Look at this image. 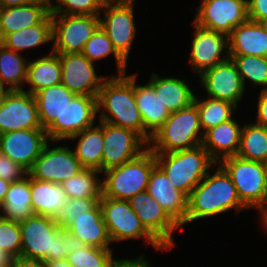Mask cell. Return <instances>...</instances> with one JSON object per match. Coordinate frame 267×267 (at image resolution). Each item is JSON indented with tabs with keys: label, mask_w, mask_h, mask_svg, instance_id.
<instances>
[{
	"label": "cell",
	"mask_w": 267,
	"mask_h": 267,
	"mask_svg": "<svg viewBox=\"0 0 267 267\" xmlns=\"http://www.w3.org/2000/svg\"><path fill=\"white\" fill-rule=\"evenodd\" d=\"M52 41V15L49 13L39 24L7 34L0 43L18 53Z\"/></svg>",
	"instance_id": "d6a6232c"
},
{
	"label": "cell",
	"mask_w": 267,
	"mask_h": 267,
	"mask_svg": "<svg viewBox=\"0 0 267 267\" xmlns=\"http://www.w3.org/2000/svg\"><path fill=\"white\" fill-rule=\"evenodd\" d=\"M10 182L0 178V205L3 203L5 195L10 187Z\"/></svg>",
	"instance_id": "f5cc1de1"
},
{
	"label": "cell",
	"mask_w": 267,
	"mask_h": 267,
	"mask_svg": "<svg viewBox=\"0 0 267 267\" xmlns=\"http://www.w3.org/2000/svg\"><path fill=\"white\" fill-rule=\"evenodd\" d=\"M128 202L141 224L162 246L174 247L172 234L180 226L146 190L131 197Z\"/></svg>",
	"instance_id": "9a60e30c"
},
{
	"label": "cell",
	"mask_w": 267,
	"mask_h": 267,
	"mask_svg": "<svg viewBox=\"0 0 267 267\" xmlns=\"http://www.w3.org/2000/svg\"><path fill=\"white\" fill-rule=\"evenodd\" d=\"M49 143L45 129L15 130L0 134V152L29 171Z\"/></svg>",
	"instance_id": "ac0fdd59"
},
{
	"label": "cell",
	"mask_w": 267,
	"mask_h": 267,
	"mask_svg": "<svg viewBox=\"0 0 267 267\" xmlns=\"http://www.w3.org/2000/svg\"><path fill=\"white\" fill-rule=\"evenodd\" d=\"M156 164L165 172L174 188L190 195L217 163L202 145L169 153H154Z\"/></svg>",
	"instance_id": "277c9868"
},
{
	"label": "cell",
	"mask_w": 267,
	"mask_h": 267,
	"mask_svg": "<svg viewBox=\"0 0 267 267\" xmlns=\"http://www.w3.org/2000/svg\"><path fill=\"white\" fill-rule=\"evenodd\" d=\"M199 77L209 98L228 101L238 107L245 87L231 58L207 69Z\"/></svg>",
	"instance_id": "ffe728a7"
},
{
	"label": "cell",
	"mask_w": 267,
	"mask_h": 267,
	"mask_svg": "<svg viewBox=\"0 0 267 267\" xmlns=\"http://www.w3.org/2000/svg\"><path fill=\"white\" fill-rule=\"evenodd\" d=\"M1 217L21 222L34 214L31 207V177L12 182L0 205Z\"/></svg>",
	"instance_id": "1f68e13d"
},
{
	"label": "cell",
	"mask_w": 267,
	"mask_h": 267,
	"mask_svg": "<svg viewBox=\"0 0 267 267\" xmlns=\"http://www.w3.org/2000/svg\"><path fill=\"white\" fill-rule=\"evenodd\" d=\"M45 267H72L67 259L45 262Z\"/></svg>",
	"instance_id": "db71d44e"
},
{
	"label": "cell",
	"mask_w": 267,
	"mask_h": 267,
	"mask_svg": "<svg viewBox=\"0 0 267 267\" xmlns=\"http://www.w3.org/2000/svg\"><path fill=\"white\" fill-rule=\"evenodd\" d=\"M5 88V85L0 80V103L5 99V96L11 91L10 89Z\"/></svg>",
	"instance_id": "11a10c76"
},
{
	"label": "cell",
	"mask_w": 267,
	"mask_h": 267,
	"mask_svg": "<svg viewBox=\"0 0 267 267\" xmlns=\"http://www.w3.org/2000/svg\"><path fill=\"white\" fill-rule=\"evenodd\" d=\"M248 0H202L193 20L208 30L229 35L248 20Z\"/></svg>",
	"instance_id": "7c38bea8"
},
{
	"label": "cell",
	"mask_w": 267,
	"mask_h": 267,
	"mask_svg": "<svg viewBox=\"0 0 267 267\" xmlns=\"http://www.w3.org/2000/svg\"><path fill=\"white\" fill-rule=\"evenodd\" d=\"M210 174L208 172L188 196L186 222L183 225L217 216L231 209L237 212L247 209L241 203L231 177L220 164Z\"/></svg>",
	"instance_id": "3957f363"
},
{
	"label": "cell",
	"mask_w": 267,
	"mask_h": 267,
	"mask_svg": "<svg viewBox=\"0 0 267 267\" xmlns=\"http://www.w3.org/2000/svg\"><path fill=\"white\" fill-rule=\"evenodd\" d=\"M146 191L181 228L186 222L188 196L174 188L157 164L150 173Z\"/></svg>",
	"instance_id": "44dd1931"
},
{
	"label": "cell",
	"mask_w": 267,
	"mask_h": 267,
	"mask_svg": "<svg viewBox=\"0 0 267 267\" xmlns=\"http://www.w3.org/2000/svg\"><path fill=\"white\" fill-rule=\"evenodd\" d=\"M43 129L33 94L12 90L0 103V134L15 130Z\"/></svg>",
	"instance_id": "2e32d148"
},
{
	"label": "cell",
	"mask_w": 267,
	"mask_h": 267,
	"mask_svg": "<svg viewBox=\"0 0 267 267\" xmlns=\"http://www.w3.org/2000/svg\"><path fill=\"white\" fill-rule=\"evenodd\" d=\"M28 175V171L8 156L0 153V178L10 183L20 181Z\"/></svg>",
	"instance_id": "ee69618b"
},
{
	"label": "cell",
	"mask_w": 267,
	"mask_h": 267,
	"mask_svg": "<svg viewBox=\"0 0 267 267\" xmlns=\"http://www.w3.org/2000/svg\"><path fill=\"white\" fill-rule=\"evenodd\" d=\"M100 16L52 15V51L82 53L85 43L100 26Z\"/></svg>",
	"instance_id": "30bf717a"
},
{
	"label": "cell",
	"mask_w": 267,
	"mask_h": 267,
	"mask_svg": "<svg viewBox=\"0 0 267 267\" xmlns=\"http://www.w3.org/2000/svg\"><path fill=\"white\" fill-rule=\"evenodd\" d=\"M27 64L21 53L0 43V80L8 89L24 90L21 84L27 81Z\"/></svg>",
	"instance_id": "836d02e7"
},
{
	"label": "cell",
	"mask_w": 267,
	"mask_h": 267,
	"mask_svg": "<svg viewBox=\"0 0 267 267\" xmlns=\"http://www.w3.org/2000/svg\"><path fill=\"white\" fill-rule=\"evenodd\" d=\"M148 83L154 88L155 94L159 96L170 113L177 112L194 103L195 94L183 79L160 77L153 73Z\"/></svg>",
	"instance_id": "484cf974"
},
{
	"label": "cell",
	"mask_w": 267,
	"mask_h": 267,
	"mask_svg": "<svg viewBox=\"0 0 267 267\" xmlns=\"http://www.w3.org/2000/svg\"><path fill=\"white\" fill-rule=\"evenodd\" d=\"M30 88L23 90L34 94L39 90L61 83V62L59 55L52 51L27 64V81Z\"/></svg>",
	"instance_id": "f546056e"
},
{
	"label": "cell",
	"mask_w": 267,
	"mask_h": 267,
	"mask_svg": "<svg viewBox=\"0 0 267 267\" xmlns=\"http://www.w3.org/2000/svg\"><path fill=\"white\" fill-rule=\"evenodd\" d=\"M78 137L80 139L73 151L81 166L102 173L103 122L99 121L97 126L88 127L69 139L74 140Z\"/></svg>",
	"instance_id": "83f0119b"
},
{
	"label": "cell",
	"mask_w": 267,
	"mask_h": 267,
	"mask_svg": "<svg viewBox=\"0 0 267 267\" xmlns=\"http://www.w3.org/2000/svg\"><path fill=\"white\" fill-rule=\"evenodd\" d=\"M134 0H105L100 26L111 40L114 49L127 62L136 35Z\"/></svg>",
	"instance_id": "9c48e42d"
},
{
	"label": "cell",
	"mask_w": 267,
	"mask_h": 267,
	"mask_svg": "<svg viewBox=\"0 0 267 267\" xmlns=\"http://www.w3.org/2000/svg\"><path fill=\"white\" fill-rule=\"evenodd\" d=\"M82 54L92 63L113 54L118 75L126 73L127 62L114 49L111 40L101 26L97 28L94 34L85 43Z\"/></svg>",
	"instance_id": "74e56055"
},
{
	"label": "cell",
	"mask_w": 267,
	"mask_h": 267,
	"mask_svg": "<svg viewBox=\"0 0 267 267\" xmlns=\"http://www.w3.org/2000/svg\"><path fill=\"white\" fill-rule=\"evenodd\" d=\"M84 169L74 151L66 146L51 148L47 143L28 175L40 181L62 183Z\"/></svg>",
	"instance_id": "5bb4252c"
},
{
	"label": "cell",
	"mask_w": 267,
	"mask_h": 267,
	"mask_svg": "<svg viewBox=\"0 0 267 267\" xmlns=\"http://www.w3.org/2000/svg\"><path fill=\"white\" fill-rule=\"evenodd\" d=\"M95 169H82L77 175L60 183L68 198H90L102 196V179Z\"/></svg>",
	"instance_id": "d590c367"
},
{
	"label": "cell",
	"mask_w": 267,
	"mask_h": 267,
	"mask_svg": "<svg viewBox=\"0 0 267 267\" xmlns=\"http://www.w3.org/2000/svg\"><path fill=\"white\" fill-rule=\"evenodd\" d=\"M237 156L267 163V128L257 123L242 126Z\"/></svg>",
	"instance_id": "e575fe53"
},
{
	"label": "cell",
	"mask_w": 267,
	"mask_h": 267,
	"mask_svg": "<svg viewBox=\"0 0 267 267\" xmlns=\"http://www.w3.org/2000/svg\"><path fill=\"white\" fill-rule=\"evenodd\" d=\"M33 95L37 103L40 124L43 129H46L56 118H60L76 94L60 83L39 90Z\"/></svg>",
	"instance_id": "f1b7e54d"
},
{
	"label": "cell",
	"mask_w": 267,
	"mask_h": 267,
	"mask_svg": "<svg viewBox=\"0 0 267 267\" xmlns=\"http://www.w3.org/2000/svg\"><path fill=\"white\" fill-rule=\"evenodd\" d=\"M219 164L231 177L241 203L247 209H256L266 195L265 163L245 160L235 155L223 158Z\"/></svg>",
	"instance_id": "ba28073f"
},
{
	"label": "cell",
	"mask_w": 267,
	"mask_h": 267,
	"mask_svg": "<svg viewBox=\"0 0 267 267\" xmlns=\"http://www.w3.org/2000/svg\"><path fill=\"white\" fill-rule=\"evenodd\" d=\"M134 74V94L138 110L140 111L143 127L152 136L167 120L171 114L167 107L155 94L154 88L149 84H136Z\"/></svg>",
	"instance_id": "d4e9b609"
},
{
	"label": "cell",
	"mask_w": 267,
	"mask_h": 267,
	"mask_svg": "<svg viewBox=\"0 0 267 267\" xmlns=\"http://www.w3.org/2000/svg\"><path fill=\"white\" fill-rule=\"evenodd\" d=\"M260 23L262 24V26L264 27L265 31L267 32V19H264Z\"/></svg>",
	"instance_id": "6f0895ef"
},
{
	"label": "cell",
	"mask_w": 267,
	"mask_h": 267,
	"mask_svg": "<svg viewBox=\"0 0 267 267\" xmlns=\"http://www.w3.org/2000/svg\"><path fill=\"white\" fill-rule=\"evenodd\" d=\"M229 55L267 57V32L260 22L247 20L228 35Z\"/></svg>",
	"instance_id": "603a6c76"
},
{
	"label": "cell",
	"mask_w": 267,
	"mask_h": 267,
	"mask_svg": "<svg viewBox=\"0 0 267 267\" xmlns=\"http://www.w3.org/2000/svg\"><path fill=\"white\" fill-rule=\"evenodd\" d=\"M144 256L143 253L136 259H113L111 267H152Z\"/></svg>",
	"instance_id": "7dc6e473"
},
{
	"label": "cell",
	"mask_w": 267,
	"mask_h": 267,
	"mask_svg": "<svg viewBox=\"0 0 267 267\" xmlns=\"http://www.w3.org/2000/svg\"><path fill=\"white\" fill-rule=\"evenodd\" d=\"M192 24L195 31L191 41L190 62L193 71L200 76L207 69L230 58L228 36L200 27L194 22ZM223 53L225 56L221 57Z\"/></svg>",
	"instance_id": "d6986e66"
},
{
	"label": "cell",
	"mask_w": 267,
	"mask_h": 267,
	"mask_svg": "<svg viewBox=\"0 0 267 267\" xmlns=\"http://www.w3.org/2000/svg\"><path fill=\"white\" fill-rule=\"evenodd\" d=\"M203 130L197 105L173 112L165 123L152 135L148 147L154 153H169L201 145Z\"/></svg>",
	"instance_id": "5b68a950"
},
{
	"label": "cell",
	"mask_w": 267,
	"mask_h": 267,
	"mask_svg": "<svg viewBox=\"0 0 267 267\" xmlns=\"http://www.w3.org/2000/svg\"><path fill=\"white\" fill-rule=\"evenodd\" d=\"M102 172L135 159L148 143L135 131L103 122Z\"/></svg>",
	"instance_id": "4fadbf2b"
},
{
	"label": "cell",
	"mask_w": 267,
	"mask_h": 267,
	"mask_svg": "<svg viewBox=\"0 0 267 267\" xmlns=\"http://www.w3.org/2000/svg\"><path fill=\"white\" fill-rule=\"evenodd\" d=\"M240 126L232 118L204 132L201 145L217 164L223 158L237 155L242 130Z\"/></svg>",
	"instance_id": "7402d4cb"
},
{
	"label": "cell",
	"mask_w": 267,
	"mask_h": 267,
	"mask_svg": "<svg viewBox=\"0 0 267 267\" xmlns=\"http://www.w3.org/2000/svg\"><path fill=\"white\" fill-rule=\"evenodd\" d=\"M255 123L267 128V91H261L257 102Z\"/></svg>",
	"instance_id": "bcb514c9"
},
{
	"label": "cell",
	"mask_w": 267,
	"mask_h": 267,
	"mask_svg": "<svg viewBox=\"0 0 267 267\" xmlns=\"http://www.w3.org/2000/svg\"><path fill=\"white\" fill-rule=\"evenodd\" d=\"M50 7L39 4L0 7V41L7 34L39 24L50 13Z\"/></svg>",
	"instance_id": "4316f807"
},
{
	"label": "cell",
	"mask_w": 267,
	"mask_h": 267,
	"mask_svg": "<svg viewBox=\"0 0 267 267\" xmlns=\"http://www.w3.org/2000/svg\"><path fill=\"white\" fill-rule=\"evenodd\" d=\"M51 1L53 0H0V7H14L29 4L51 5Z\"/></svg>",
	"instance_id": "c3c4849f"
},
{
	"label": "cell",
	"mask_w": 267,
	"mask_h": 267,
	"mask_svg": "<svg viewBox=\"0 0 267 267\" xmlns=\"http://www.w3.org/2000/svg\"><path fill=\"white\" fill-rule=\"evenodd\" d=\"M67 200L60 184L31 178V207L34 214L55 219Z\"/></svg>",
	"instance_id": "4dcf8cb0"
},
{
	"label": "cell",
	"mask_w": 267,
	"mask_h": 267,
	"mask_svg": "<svg viewBox=\"0 0 267 267\" xmlns=\"http://www.w3.org/2000/svg\"><path fill=\"white\" fill-rule=\"evenodd\" d=\"M113 255L112 249L85 246L68 254L67 261L72 267H111Z\"/></svg>",
	"instance_id": "ab89813d"
},
{
	"label": "cell",
	"mask_w": 267,
	"mask_h": 267,
	"mask_svg": "<svg viewBox=\"0 0 267 267\" xmlns=\"http://www.w3.org/2000/svg\"><path fill=\"white\" fill-rule=\"evenodd\" d=\"M97 112L101 113L99 121L131 129L147 143L150 142L152 136L144 129L143 120L136 105L134 74L113 75L103 81L97 95Z\"/></svg>",
	"instance_id": "7a4b0ae2"
},
{
	"label": "cell",
	"mask_w": 267,
	"mask_h": 267,
	"mask_svg": "<svg viewBox=\"0 0 267 267\" xmlns=\"http://www.w3.org/2000/svg\"><path fill=\"white\" fill-rule=\"evenodd\" d=\"M51 15H94L100 16L105 0H54ZM64 6V7H63Z\"/></svg>",
	"instance_id": "60d3db41"
},
{
	"label": "cell",
	"mask_w": 267,
	"mask_h": 267,
	"mask_svg": "<svg viewBox=\"0 0 267 267\" xmlns=\"http://www.w3.org/2000/svg\"><path fill=\"white\" fill-rule=\"evenodd\" d=\"M100 199L101 197L68 198L63 208L55 217V221L61 228L66 229L77 216L90 211Z\"/></svg>",
	"instance_id": "b9f144b4"
},
{
	"label": "cell",
	"mask_w": 267,
	"mask_h": 267,
	"mask_svg": "<svg viewBox=\"0 0 267 267\" xmlns=\"http://www.w3.org/2000/svg\"><path fill=\"white\" fill-rule=\"evenodd\" d=\"M99 204L111 242L144 238L147 244L156 249L170 250L173 247L162 246L141 224L139 217L130 207L128 200H118L101 196Z\"/></svg>",
	"instance_id": "52a82bcc"
},
{
	"label": "cell",
	"mask_w": 267,
	"mask_h": 267,
	"mask_svg": "<svg viewBox=\"0 0 267 267\" xmlns=\"http://www.w3.org/2000/svg\"><path fill=\"white\" fill-rule=\"evenodd\" d=\"M264 181H265V190H266V194H267V163H265Z\"/></svg>",
	"instance_id": "9f6ffc18"
},
{
	"label": "cell",
	"mask_w": 267,
	"mask_h": 267,
	"mask_svg": "<svg viewBox=\"0 0 267 267\" xmlns=\"http://www.w3.org/2000/svg\"><path fill=\"white\" fill-rule=\"evenodd\" d=\"M0 250H4L13 258L21 257L19 222L0 217Z\"/></svg>",
	"instance_id": "7bdbcfd3"
},
{
	"label": "cell",
	"mask_w": 267,
	"mask_h": 267,
	"mask_svg": "<svg viewBox=\"0 0 267 267\" xmlns=\"http://www.w3.org/2000/svg\"><path fill=\"white\" fill-rule=\"evenodd\" d=\"M21 230V257L44 262L67 259V255L86 245L54 218L33 214L19 222Z\"/></svg>",
	"instance_id": "6da1fadb"
},
{
	"label": "cell",
	"mask_w": 267,
	"mask_h": 267,
	"mask_svg": "<svg viewBox=\"0 0 267 267\" xmlns=\"http://www.w3.org/2000/svg\"><path fill=\"white\" fill-rule=\"evenodd\" d=\"M13 257L4 250H0V267H11Z\"/></svg>",
	"instance_id": "816d5d0a"
},
{
	"label": "cell",
	"mask_w": 267,
	"mask_h": 267,
	"mask_svg": "<svg viewBox=\"0 0 267 267\" xmlns=\"http://www.w3.org/2000/svg\"><path fill=\"white\" fill-rule=\"evenodd\" d=\"M11 267H45V262L42 260L17 257L13 258Z\"/></svg>",
	"instance_id": "681fc988"
},
{
	"label": "cell",
	"mask_w": 267,
	"mask_h": 267,
	"mask_svg": "<svg viewBox=\"0 0 267 267\" xmlns=\"http://www.w3.org/2000/svg\"><path fill=\"white\" fill-rule=\"evenodd\" d=\"M241 76L244 87L246 80L254 86H263L260 91H267V57L254 55H230Z\"/></svg>",
	"instance_id": "f35d334b"
},
{
	"label": "cell",
	"mask_w": 267,
	"mask_h": 267,
	"mask_svg": "<svg viewBox=\"0 0 267 267\" xmlns=\"http://www.w3.org/2000/svg\"><path fill=\"white\" fill-rule=\"evenodd\" d=\"M156 165L154 152L148 147L135 159L103 171L102 195L118 200H129L145 191L151 171Z\"/></svg>",
	"instance_id": "8992f818"
},
{
	"label": "cell",
	"mask_w": 267,
	"mask_h": 267,
	"mask_svg": "<svg viewBox=\"0 0 267 267\" xmlns=\"http://www.w3.org/2000/svg\"><path fill=\"white\" fill-rule=\"evenodd\" d=\"M58 55L61 62V83L76 95L97 97L107 76H98L94 63L82 53Z\"/></svg>",
	"instance_id": "e0dca14e"
},
{
	"label": "cell",
	"mask_w": 267,
	"mask_h": 267,
	"mask_svg": "<svg viewBox=\"0 0 267 267\" xmlns=\"http://www.w3.org/2000/svg\"><path fill=\"white\" fill-rule=\"evenodd\" d=\"M194 103L197 105L203 133L212 127L232 119V112L238 108L228 101L212 98L199 100L196 96Z\"/></svg>",
	"instance_id": "8d00e7d4"
},
{
	"label": "cell",
	"mask_w": 267,
	"mask_h": 267,
	"mask_svg": "<svg viewBox=\"0 0 267 267\" xmlns=\"http://www.w3.org/2000/svg\"><path fill=\"white\" fill-rule=\"evenodd\" d=\"M248 20L261 22L267 19V0H248Z\"/></svg>",
	"instance_id": "f6af8a7d"
},
{
	"label": "cell",
	"mask_w": 267,
	"mask_h": 267,
	"mask_svg": "<svg viewBox=\"0 0 267 267\" xmlns=\"http://www.w3.org/2000/svg\"><path fill=\"white\" fill-rule=\"evenodd\" d=\"M86 246L111 249L112 243L102 216L99 202L88 212L77 216L66 228Z\"/></svg>",
	"instance_id": "cb8c5ba5"
},
{
	"label": "cell",
	"mask_w": 267,
	"mask_h": 267,
	"mask_svg": "<svg viewBox=\"0 0 267 267\" xmlns=\"http://www.w3.org/2000/svg\"><path fill=\"white\" fill-rule=\"evenodd\" d=\"M259 210V212L261 213V219L262 221V226L265 227V229H267V194L265 195L262 203L256 208Z\"/></svg>",
	"instance_id": "f907efd6"
},
{
	"label": "cell",
	"mask_w": 267,
	"mask_h": 267,
	"mask_svg": "<svg viewBox=\"0 0 267 267\" xmlns=\"http://www.w3.org/2000/svg\"><path fill=\"white\" fill-rule=\"evenodd\" d=\"M97 113V97L75 95L60 118H56L45 129L50 143L69 139L93 126Z\"/></svg>",
	"instance_id": "8fae6325"
}]
</instances>
